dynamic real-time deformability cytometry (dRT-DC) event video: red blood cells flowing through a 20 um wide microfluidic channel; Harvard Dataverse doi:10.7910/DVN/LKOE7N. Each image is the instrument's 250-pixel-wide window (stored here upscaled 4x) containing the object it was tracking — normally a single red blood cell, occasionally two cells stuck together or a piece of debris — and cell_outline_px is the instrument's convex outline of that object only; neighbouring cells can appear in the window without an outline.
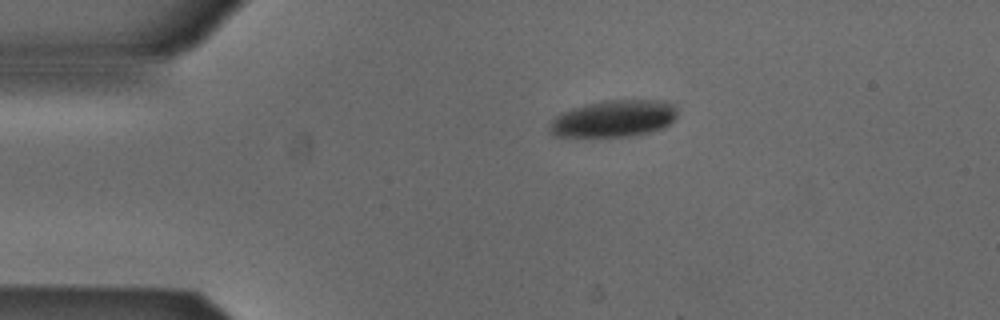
{"species": "Egyptian fruit bat (a non-hibernating species)", "species_latin": "Rousettus aegyptiacus", "temperature_condition": "cold", "stored_images_in_passage": 2, "camera_frame_rate_fps": 3000, "um_per_image_px": 0.085, "animal": {"sex": "male"}, "frame": {"image": 1, "passage_image": 1, "time_ms": 0.0, "image_size_px": [1000, 320], "cell_outline_px": [[676, 116], [664, 128], [652, 132], [632, 136], [556, 136], [548, 132], [552, 120], [560, 112], [572, 108], [604, 100], [664, 100], [672, 104], [676, 108]], "centroid_in_image_um": [52.18, 10.08], "position_along_channel_um": 32.8, "area_um2": 27.4}}